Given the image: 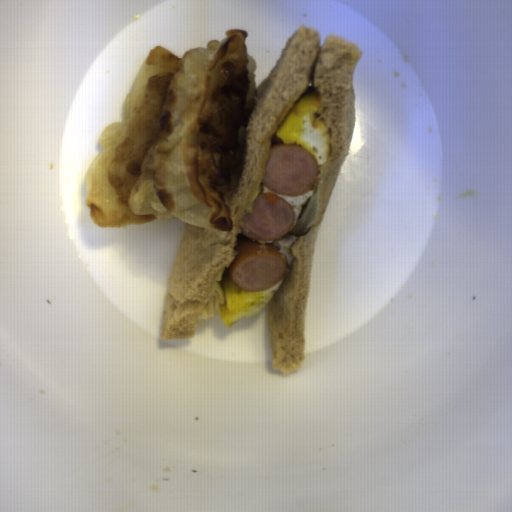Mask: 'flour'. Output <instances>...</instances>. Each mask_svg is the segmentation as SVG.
<instances>
[{
  "label": "flour",
  "mask_w": 512,
  "mask_h": 512,
  "mask_svg": "<svg viewBox=\"0 0 512 512\" xmlns=\"http://www.w3.org/2000/svg\"><path fill=\"white\" fill-rule=\"evenodd\" d=\"M245 29L178 58L157 45L105 128L87 167L85 203L98 228L180 220L228 232L246 128L255 110L257 62Z\"/></svg>",
  "instance_id": "c2a2500e"
}]
</instances>
